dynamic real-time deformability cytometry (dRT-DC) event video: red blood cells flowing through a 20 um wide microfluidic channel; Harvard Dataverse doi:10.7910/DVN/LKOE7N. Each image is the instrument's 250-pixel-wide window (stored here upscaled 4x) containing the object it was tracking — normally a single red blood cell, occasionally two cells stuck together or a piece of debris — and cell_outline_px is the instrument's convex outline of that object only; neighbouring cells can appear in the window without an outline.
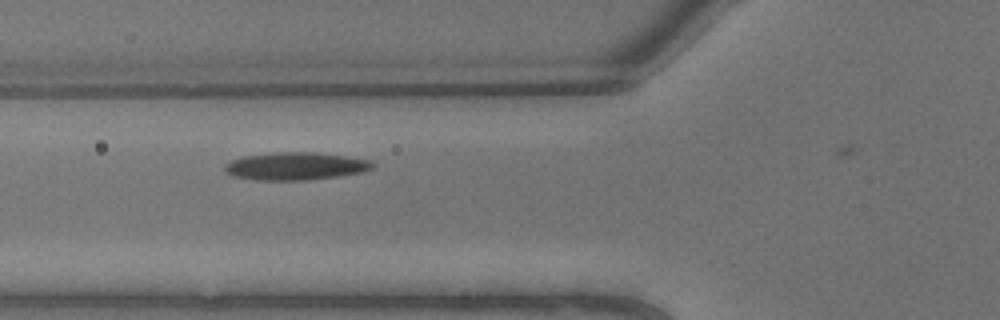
{"species": "common noctule bat (a hibernating species)", "species_latin": "Nyctalus noctula", "temperature_condition": "warm", "stored_images_in_passage": 8, "camera_frame_rate_fps": 3000, "um_per_image_px": 0.085, "animal": {"sex": "male", "body_mass_g": 13.3}, "frame": {"image": 1, "passage_image": 7, "time_ms": 2.0, "image_size_px": [1000, 320], "cell_outline_px": [[376, 164], [372, 168], [364, 172], [340, 176], [308, 180], [256, 180], [232, 176], [224, 172], [224, 168], [232, 160], [244, 156], [276, 152], [312, 152], [344, 156], [372, 160]], "centroid_in_image_um": [25.15, 14.13], "position_along_channel_um": 100.6, "area_um2": 23.93}}